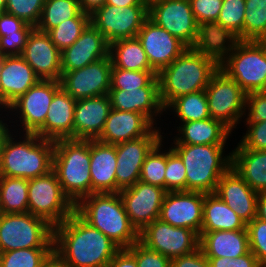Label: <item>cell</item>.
<instances>
[{"label": "cell", "instance_id": "cell-26", "mask_svg": "<svg viewBox=\"0 0 266 267\" xmlns=\"http://www.w3.org/2000/svg\"><path fill=\"white\" fill-rule=\"evenodd\" d=\"M76 100L60 88L52 99L44 125L35 133L51 141L74 139Z\"/></svg>", "mask_w": 266, "mask_h": 267}, {"label": "cell", "instance_id": "cell-42", "mask_svg": "<svg viewBox=\"0 0 266 267\" xmlns=\"http://www.w3.org/2000/svg\"><path fill=\"white\" fill-rule=\"evenodd\" d=\"M90 23V18H70L49 30V35L55 46L62 52L70 47Z\"/></svg>", "mask_w": 266, "mask_h": 267}, {"label": "cell", "instance_id": "cell-9", "mask_svg": "<svg viewBox=\"0 0 266 267\" xmlns=\"http://www.w3.org/2000/svg\"><path fill=\"white\" fill-rule=\"evenodd\" d=\"M148 18L187 47L209 43L193 15L189 0H152L148 2Z\"/></svg>", "mask_w": 266, "mask_h": 267}, {"label": "cell", "instance_id": "cell-40", "mask_svg": "<svg viewBox=\"0 0 266 267\" xmlns=\"http://www.w3.org/2000/svg\"><path fill=\"white\" fill-rule=\"evenodd\" d=\"M162 140L147 154L142 165L140 181L165 189L166 152L161 153Z\"/></svg>", "mask_w": 266, "mask_h": 267}, {"label": "cell", "instance_id": "cell-51", "mask_svg": "<svg viewBox=\"0 0 266 267\" xmlns=\"http://www.w3.org/2000/svg\"><path fill=\"white\" fill-rule=\"evenodd\" d=\"M207 259L209 260L210 267H263L251 251L235 259L228 257Z\"/></svg>", "mask_w": 266, "mask_h": 267}, {"label": "cell", "instance_id": "cell-6", "mask_svg": "<svg viewBox=\"0 0 266 267\" xmlns=\"http://www.w3.org/2000/svg\"><path fill=\"white\" fill-rule=\"evenodd\" d=\"M64 194L76 205L91 194L90 140L54 142L53 167Z\"/></svg>", "mask_w": 266, "mask_h": 267}, {"label": "cell", "instance_id": "cell-7", "mask_svg": "<svg viewBox=\"0 0 266 267\" xmlns=\"http://www.w3.org/2000/svg\"><path fill=\"white\" fill-rule=\"evenodd\" d=\"M225 144H175L172 150L186 170V191L214 193L221 176L231 167L232 158L224 156Z\"/></svg>", "mask_w": 266, "mask_h": 267}, {"label": "cell", "instance_id": "cell-45", "mask_svg": "<svg viewBox=\"0 0 266 267\" xmlns=\"http://www.w3.org/2000/svg\"><path fill=\"white\" fill-rule=\"evenodd\" d=\"M193 15L206 33L217 21L223 0H189Z\"/></svg>", "mask_w": 266, "mask_h": 267}, {"label": "cell", "instance_id": "cell-36", "mask_svg": "<svg viewBox=\"0 0 266 267\" xmlns=\"http://www.w3.org/2000/svg\"><path fill=\"white\" fill-rule=\"evenodd\" d=\"M0 213H28V179L0 176Z\"/></svg>", "mask_w": 266, "mask_h": 267}, {"label": "cell", "instance_id": "cell-57", "mask_svg": "<svg viewBox=\"0 0 266 267\" xmlns=\"http://www.w3.org/2000/svg\"><path fill=\"white\" fill-rule=\"evenodd\" d=\"M256 217L266 222V192L259 193L258 195Z\"/></svg>", "mask_w": 266, "mask_h": 267}, {"label": "cell", "instance_id": "cell-18", "mask_svg": "<svg viewBox=\"0 0 266 267\" xmlns=\"http://www.w3.org/2000/svg\"><path fill=\"white\" fill-rule=\"evenodd\" d=\"M204 193L193 191L166 192L159 219L174 227L192 229L199 236L203 222Z\"/></svg>", "mask_w": 266, "mask_h": 267}, {"label": "cell", "instance_id": "cell-24", "mask_svg": "<svg viewBox=\"0 0 266 267\" xmlns=\"http://www.w3.org/2000/svg\"><path fill=\"white\" fill-rule=\"evenodd\" d=\"M154 124L143 114L111 108L99 142L117 145L147 135Z\"/></svg>", "mask_w": 266, "mask_h": 267}, {"label": "cell", "instance_id": "cell-53", "mask_svg": "<svg viewBox=\"0 0 266 267\" xmlns=\"http://www.w3.org/2000/svg\"><path fill=\"white\" fill-rule=\"evenodd\" d=\"M26 23L18 17L5 11L0 13V37L16 34Z\"/></svg>", "mask_w": 266, "mask_h": 267}, {"label": "cell", "instance_id": "cell-31", "mask_svg": "<svg viewBox=\"0 0 266 267\" xmlns=\"http://www.w3.org/2000/svg\"><path fill=\"white\" fill-rule=\"evenodd\" d=\"M231 158V167L255 192H266V150L246 149L238 145L231 152Z\"/></svg>", "mask_w": 266, "mask_h": 267}, {"label": "cell", "instance_id": "cell-50", "mask_svg": "<svg viewBox=\"0 0 266 267\" xmlns=\"http://www.w3.org/2000/svg\"><path fill=\"white\" fill-rule=\"evenodd\" d=\"M248 108V117L246 123H255L266 121V93L251 92L246 94V104Z\"/></svg>", "mask_w": 266, "mask_h": 267}, {"label": "cell", "instance_id": "cell-12", "mask_svg": "<svg viewBox=\"0 0 266 267\" xmlns=\"http://www.w3.org/2000/svg\"><path fill=\"white\" fill-rule=\"evenodd\" d=\"M147 18L148 5L118 7L104 4L90 15V23L111 44L120 39L136 37Z\"/></svg>", "mask_w": 266, "mask_h": 267}, {"label": "cell", "instance_id": "cell-37", "mask_svg": "<svg viewBox=\"0 0 266 267\" xmlns=\"http://www.w3.org/2000/svg\"><path fill=\"white\" fill-rule=\"evenodd\" d=\"M169 108L175 110L183 123L210 118L205 90L178 97L167 107Z\"/></svg>", "mask_w": 266, "mask_h": 267}, {"label": "cell", "instance_id": "cell-17", "mask_svg": "<svg viewBox=\"0 0 266 267\" xmlns=\"http://www.w3.org/2000/svg\"><path fill=\"white\" fill-rule=\"evenodd\" d=\"M166 192L159 186L140 180L119 192L129 220L138 232L154 220L159 219Z\"/></svg>", "mask_w": 266, "mask_h": 267}, {"label": "cell", "instance_id": "cell-5", "mask_svg": "<svg viewBox=\"0 0 266 267\" xmlns=\"http://www.w3.org/2000/svg\"><path fill=\"white\" fill-rule=\"evenodd\" d=\"M16 142L10 134L4 141L0 158V176L33 179L46 175L53 167L54 141L25 133Z\"/></svg>", "mask_w": 266, "mask_h": 267}, {"label": "cell", "instance_id": "cell-59", "mask_svg": "<svg viewBox=\"0 0 266 267\" xmlns=\"http://www.w3.org/2000/svg\"><path fill=\"white\" fill-rule=\"evenodd\" d=\"M6 123H3L2 120H0V158H1V152H2V148H3V144L5 139L10 135V131L8 130L9 128L8 125ZM7 126V127H6Z\"/></svg>", "mask_w": 266, "mask_h": 267}, {"label": "cell", "instance_id": "cell-28", "mask_svg": "<svg viewBox=\"0 0 266 267\" xmlns=\"http://www.w3.org/2000/svg\"><path fill=\"white\" fill-rule=\"evenodd\" d=\"M111 108L145 115L152 123L153 116L165 111L159 95V87H140L132 90L110 89Z\"/></svg>", "mask_w": 266, "mask_h": 267}, {"label": "cell", "instance_id": "cell-3", "mask_svg": "<svg viewBox=\"0 0 266 267\" xmlns=\"http://www.w3.org/2000/svg\"><path fill=\"white\" fill-rule=\"evenodd\" d=\"M75 212L120 249L139 241V232L131 224L119 193L90 194L75 205Z\"/></svg>", "mask_w": 266, "mask_h": 267}, {"label": "cell", "instance_id": "cell-30", "mask_svg": "<svg viewBox=\"0 0 266 267\" xmlns=\"http://www.w3.org/2000/svg\"><path fill=\"white\" fill-rule=\"evenodd\" d=\"M245 11V0H223L216 23L206 32L208 42L243 41Z\"/></svg>", "mask_w": 266, "mask_h": 267}, {"label": "cell", "instance_id": "cell-33", "mask_svg": "<svg viewBox=\"0 0 266 267\" xmlns=\"http://www.w3.org/2000/svg\"><path fill=\"white\" fill-rule=\"evenodd\" d=\"M247 224L216 193L204 194L201 231L247 230Z\"/></svg>", "mask_w": 266, "mask_h": 267}, {"label": "cell", "instance_id": "cell-13", "mask_svg": "<svg viewBox=\"0 0 266 267\" xmlns=\"http://www.w3.org/2000/svg\"><path fill=\"white\" fill-rule=\"evenodd\" d=\"M199 235L192 229L174 227L156 219L139 232V242L170 260L199 248Z\"/></svg>", "mask_w": 266, "mask_h": 267}, {"label": "cell", "instance_id": "cell-22", "mask_svg": "<svg viewBox=\"0 0 266 267\" xmlns=\"http://www.w3.org/2000/svg\"><path fill=\"white\" fill-rule=\"evenodd\" d=\"M214 193L246 224L256 217L259 193L255 192L234 168L230 167L221 176Z\"/></svg>", "mask_w": 266, "mask_h": 267}, {"label": "cell", "instance_id": "cell-58", "mask_svg": "<svg viewBox=\"0 0 266 267\" xmlns=\"http://www.w3.org/2000/svg\"><path fill=\"white\" fill-rule=\"evenodd\" d=\"M106 4L118 7H126L132 5H148V2L145 0H107Z\"/></svg>", "mask_w": 266, "mask_h": 267}, {"label": "cell", "instance_id": "cell-44", "mask_svg": "<svg viewBox=\"0 0 266 267\" xmlns=\"http://www.w3.org/2000/svg\"><path fill=\"white\" fill-rule=\"evenodd\" d=\"M165 190L186 191V170L181 158L170 148L166 152Z\"/></svg>", "mask_w": 266, "mask_h": 267}, {"label": "cell", "instance_id": "cell-39", "mask_svg": "<svg viewBox=\"0 0 266 267\" xmlns=\"http://www.w3.org/2000/svg\"><path fill=\"white\" fill-rule=\"evenodd\" d=\"M140 87H159L154 70L135 71L112 66L110 89L132 90Z\"/></svg>", "mask_w": 266, "mask_h": 267}, {"label": "cell", "instance_id": "cell-48", "mask_svg": "<svg viewBox=\"0 0 266 267\" xmlns=\"http://www.w3.org/2000/svg\"><path fill=\"white\" fill-rule=\"evenodd\" d=\"M34 29L33 26L26 24L16 34L0 37V55L13 56L21 55L29 34Z\"/></svg>", "mask_w": 266, "mask_h": 267}, {"label": "cell", "instance_id": "cell-19", "mask_svg": "<svg viewBox=\"0 0 266 267\" xmlns=\"http://www.w3.org/2000/svg\"><path fill=\"white\" fill-rule=\"evenodd\" d=\"M136 37L146 52L150 66L157 74L187 48L177 37L149 18L144 21Z\"/></svg>", "mask_w": 266, "mask_h": 267}, {"label": "cell", "instance_id": "cell-27", "mask_svg": "<svg viewBox=\"0 0 266 267\" xmlns=\"http://www.w3.org/2000/svg\"><path fill=\"white\" fill-rule=\"evenodd\" d=\"M116 145L90 140L91 194L117 193Z\"/></svg>", "mask_w": 266, "mask_h": 267}, {"label": "cell", "instance_id": "cell-56", "mask_svg": "<svg viewBox=\"0 0 266 267\" xmlns=\"http://www.w3.org/2000/svg\"><path fill=\"white\" fill-rule=\"evenodd\" d=\"M41 267H71L56 252L52 251Z\"/></svg>", "mask_w": 266, "mask_h": 267}, {"label": "cell", "instance_id": "cell-61", "mask_svg": "<svg viewBox=\"0 0 266 267\" xmlns=\"http://www.w3.org/2000/svg\"><path fill=\"white\" fill-rule=\"evenodd\" d=\"M5 60V55H0V69L2 68Z\"/></svg>", "mask_w": 266, "mask_h": 267}, {"label": "cell", "instance_id": "cell-46", "mask_svg": "<svg viewBox=\"0 0 266 267\" xmlns=\"http://www.w3.org/2000/svg\"><path fill=\"white\" fill-rule=\"evenodd\" d=\"M246 228L250 251L256 256L258 262L266 267V222L255 217Z\"/></svg>", "mask_w": 266, "mask_h": 267}, {"label": "cell", "instance_id": "cell-38", "mask_svg": "<svg viewBox=\"0 0 266 267\" xmlns=\"http://www.w3.org/2000/svg\"><path fill=\"white\" fill-rule=\"evenodd\" d=\"M243 41H266V0H245Z\"/></svg>", "mask_w": 266, "mask_h": 267}, {"label": "cell", "instance_id": "cell-52", "mask_svg": "<svg viewBox=\"0 0 266 267\" xmlns=\"http://www.w3.org/2000/svg\"><path fill=\"white\" fill-rule=\"evenodd\" d=\"M171 267H210V263L199 247L192 253L172 259Z\"/></svg>", "mask_w": 266, "mask_h": 267}, {"label": "cell", "instance_id": "cell-49", "mask_svg": "<svg viewBox=\"0 0 266 267\" xmlns=\"http://www.w3.org/2000/svg\"><path fill=\"white\" fill-rule=\"evenodd\" d=\"M248 132L243 136L241 147L253 150H266V121L246 123Z\"/></svg>", "mask_w": 266, "mask_h": 267}, {"label": "cell", "instance_id": "cell-62", "mask_svg": "<svg viewBox=\"0 0 266 267\" xmlns=\"http://www.w3.org/2000/svg\"><path fill=\"white\" fill-rule=\"evenodd\" d=\"M264 92L266 93V79H265V83H264Z\"/></svg>", "mask_w": 266, "mask_h": 267}, {"label": "cell", "instance_id": "cell-10", "mask_svg": "<svg viewBox=\"0 0 266 267\" xmlns=\"http://www.w3.org/2000/svg\"><path fill=\"white\" fill-rule=\"evenodd\" d=\"M28 212L55 227L75 212V205L64 194L56 173L28 180Z\"/></svg>", "mask_w": 266, "mask_h": 267}, {"label": "cell", "instance_id": "cell-4", "mask_svg": "<svg viewBox=\"0 0 266 267\" xmlns=\"http://www.w3.org/2000/svg\"><path fill=\"white\" fill-rule=\"evenodd\" d=\"M219 68L246 93L264 92L266 41L230 40L218 44Z\"/></svg>", "mask_w": 266, "mask_h": 267}, {"label": "cell", "instance_id": "cell-35", "mask_svg": "<svg viewBox=\"0 0 266 267\" xmlns=\"http://www.w3.org/2000/svg\"><path fill=\"white\" fill-rule=\"evenodd\" d=\"M70 18H90L83 13L79 0H45L37 30L47 33Z\"/></svg>", "mask_w": 266, "mask_h": 267}, {"label": "cell", "instance_id": "cell-15", "mask_svg": "<svg viewBox=\"0 0 266 267\" xmlns=\"http://www.w3.org/2000/svg\"><path fill=\"white\" fill-rule=\"evenodd\" d=\"M155 128L145 136L116 145L117 193L140 180L142 165L147 154L163 139L161 132Z\"/></svg>", "mask_w": 266, "mask_h": 267}, {"label": "cell", "instance_id": "cell-34", "mask_svg": "<svg viewBox=\"0 0 266 267\" xmlns=\"http://www.w3.org/2000/svg\"><path fill=\"white\" fill-rule=\"evenodd\" d=\"M109 56L113 67L135 71L153 70L137 37L112 42L109 45Z\"/></svg>", "mask_w": 266, "mask_h": 267}, {"label": "cell", "instance_id": "cell-11", "mask_svg": "<svg viewBox=\"0 0 266 267\" xmlns=\"http://www.w3.org/2000/svg\"><path fill=\"white\" fill-rule=\"evenodd\" d=\"M210 117L221 121L231 131L246 111V93L220 68L205 89ZM235 126V127H234Z\"/></svg>", "mask_w": 266, "mask_h": 267}, {"label": "cell", "instance_id": "cell-41", "mask_svg": "<svg viewBox=\"0 0 266 267\" xmlns=\"http://www.w3.org/2000/svg\"><path fill=\"white\" fill-rule=\"evenodd\" d=\"M53 248L16 249L0 253V267H41Z\"/></svg>", "mask_w": 266, "mask_h": 267}, {"label": "cell", "instance_id": "cell-29", "mask_svg": "<svg viewBox=\"0 0 266 267\" xmlns=\"http://www.w3.org/2000/svg\"><path fill=\"white\" fill-rule=\"evenodd\" d=\"M199 247L207 258H237L250 251L247 230L201 231Z\"/></svg>", "mask_w": 266, "mask_h": 267}, {"label": "cell", "instance_id": "cell-60", "mask_svg": "<svg viewBox=\"0 0 266 267\" xmlns=\"http://www.w3.org/2000/svg\"><path fill=\"white\" fill-rule=\"evenodd\" d=\"M6 0H0V13L5 10Z\"/></svg>", "mask_w": 266, "mask_h": 267}, {"label": "cell", "instance_id": "cell-21", "mask_svg": "<svg viewBox=\"0 0 266 267\" xmlns=\"http://www.w3.org/2000/svg\"><path fill=\"white\" fill-rule=\"evenodd\" d=\"M109 45L103 34L89 23L81 36L61 52L62 72L81 69L109 56Z\"/></svg>", "mask_w": 266, "mask_h": 267}, {"label": "cell", "instance_id": "cell-2", "mask_svg": "<svg viewBox=\"0 0 266 267\" xmlns=\"http://www.w3.org/2000/svg\"><path fill=\"white\" fill-rule=\"evenodd\" d=\"M119 250L76 212L53 227V251L71 267H107Z\"/></svg>", "mask_w": 266, "mask_h": 267}, {"label": "cell", "instance_id": "cell-25", "mask_svg": "<svg viewBox=\"0 0 266 267\" xmlns=\"http://www.w3.org/2000/svg\"><path fill=\"white\" fill-rule=\"evenodd\" d=\"M110 110L109 95L76 100L74 139L96 140L103 131Z\"/></svg>", "mask_w": 266, "mask_h": 267}, {"label": "cell", "instance_id": "cell-43", "mask_svg": "<svg viewBox=\"0 0 266 267\" xmlns=\"http://www.w3.org/2000/svg\"><path fill=\"white\" fill-rule=\"evenodd\" d=\"M45 0H6L5 12L34 28L39 23Z\"/></svg>", "mask_w": 266, "mask_h": 267}, {"label": "cell", "instance_id": "cell-23", "mask_svg": "<svg viewBox=\"0 0 266 267\" xmlns=\"http://www.w3.org/2000/svg\"><path fill=\"white\" fill-rule=\"evenodd\" d=\"M39 80L21 55L5 56L0 69V108L6 109Z\"/></svg>", "mask_w": 266, "mask_h": 267}, {"label": "cell", "instance_id": "cell-32", "mask_svg": "<svg viewBox=\"0 0 266 267\" xmlns=\"http://www.w3.org/2000/svg\"><path fill=\"white\" fill-rule=\"evenodd\" d=\"M180 137L175 139L174 144L188 145H212L226 144L231 130L221 121L213 118L188 121L179 126Z\"/></svg>", "mask_w": 266, "mask_h": 267}, {"label": "cell", "instance_id": "cell-55", "mask_svg": "<svg viewBox=\"0 0 266 267\" xmlns=\"http://www.w3.org/2000/svg\"><path fill=\"white\" fill-rule=\"evenodd\" d=\"M107 0H79L80 8L83 13L93 14L97 9L106 4Z\"/></svg>", "mask_w": 266, "mask_h": 267}, {"label": "cell", "instance_id": "cell-16", "mask_svg": "<svg viewBox=\"0 0 266 267\" xmlns=\"http://www.w3.org/2000/svg\"><path fill=\"white\" fill-rule=\"evenodd\" d=\"M60 88V81L40 79L7 108L19 110L23 130L35 134L44 125L54 94Z\"/></svg>", "mask_w": 266, "mask_h": 267}, {"label": "cell", "instance_id": "cell-8", "mask_svg": "<svg viewBox=\"0 0 266 267\" xmlns=\"http://www.w3.org/2000/svg\"><path fill=\"white\" fill-rule=\"evenodd\" d=\"M53 248V226L31 213H0V253Z\"/></svg>", "mask_w": 266, "mask_h": 267}, {"label": "cell", "instance_id": "cell-20", "mask_svg": "<svg viewBox=\"0 0 266 267\" xmlns=\"http://www.w3.org/2000/svg\"><path fill=\"white\" fill-rule=\"evenodd\" d=\"M21 56L40 79L60 80L62 75L61 51L47 33L34 28L27 38Z\"/></svg>", "mask_w": 266, "mask_h": 267}, {"label": "cell", "instance_id": "cell-54", "mask_svg": "<svg viewBox=\"0 0 266 267\" xmlns=\"http://www.w3.org/2000/svg\"><path fill=\"white\" fill-rule=\"evenodd\" d=\"M107 267H137L136 257L128 249H120Z\"/></svg>", "mask_w": 266, "mask_h": 267}, {"label": "cell", "instance_id": "cell-14", "mask_svg": "<svg viewBox=\"0 0 266 267\" xmlns=\"http://www.w3.org/2000/svg\"><path fill=\"white\" fill-rule=\"evenodd\" d=\"M110 56L68 72H62L61 88L75 100L108 95L111 87Z\"/></svg>", "mask_w": 266, "mask_h": 267}, {"label": "cell", "instance_id": "cell-47", "mask_svg": "<svg viewBox=\"0 0 266 267\" xmlns=\"http://www.w3.org/2000/svg\"><path fill=\"white\" fill-rule=\"evenodd\" d=\"M128 250L136 257L137 267H171L169 258L148 249L139 241L129 247Z\"/></svg>", "mask_w": 266, "mask_h": 267}, {"label": "cell", "instance_id": "cell-1", "mask_svg": "<svg viewBox=\"0 0 266 267\" xmlns=\"http://www.w3.org/2000/svg\"><path fill=\"white\" fill-rule=\"evenodd\" d=\"M219 69L217 44L187 47L157 78L161 103L167 107L178 97L205 90Z\"/></svg>", "mask_w": 266, "mask_h": 267}]
</instances>
